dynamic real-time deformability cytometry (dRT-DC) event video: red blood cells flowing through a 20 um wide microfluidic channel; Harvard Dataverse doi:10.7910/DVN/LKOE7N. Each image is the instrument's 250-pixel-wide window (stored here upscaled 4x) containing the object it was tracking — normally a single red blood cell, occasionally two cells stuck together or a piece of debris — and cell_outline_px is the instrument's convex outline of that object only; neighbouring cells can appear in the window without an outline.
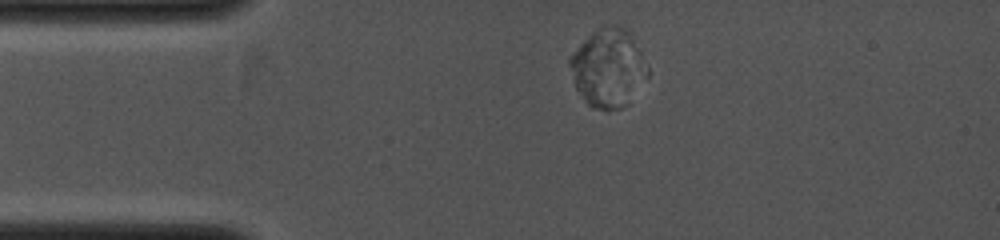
{"species": "common noctule bat (a hibernating species)", "species_latin": "Nyctalus noctula", "temperature_condition": "cold", "stored_images_in_passage": 2, "camera_frame_rate_fps": 4000, "um_per_image_px": 0.085, "animal": {"sex": "female", "body_mass_g": 19.0, "forearm_length_mm": 53.3}, "frame": {"image": 1, "passage_image": 1, "time_ms": 0.0, "image_size_px": [1000, 240], "cell_outline_px": [[640, 56], [628, 104], [620, 108], [608, 112], [592, 108], [588, 104], [576, 88], [568, 64], [568, 60], [580, 44], [592, 32], [600, 28], [612, 24], [616, 24], [624, 28], [628, 32], [640, 52]], "centroid_in_image_um": [51.48, 5.76], "position_along_channel_um": 33.5, "area_um2": 32.6}}